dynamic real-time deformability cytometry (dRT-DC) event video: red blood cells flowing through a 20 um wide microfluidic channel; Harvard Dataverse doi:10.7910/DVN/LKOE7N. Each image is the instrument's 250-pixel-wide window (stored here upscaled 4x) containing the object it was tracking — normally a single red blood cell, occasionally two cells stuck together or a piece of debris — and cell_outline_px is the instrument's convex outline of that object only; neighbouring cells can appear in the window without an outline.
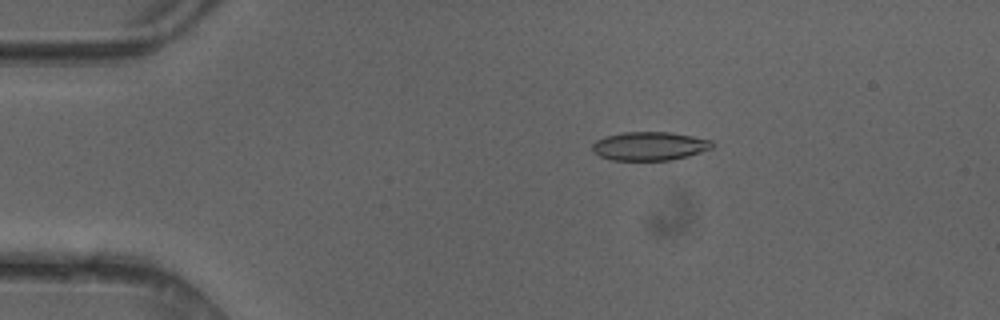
{"species": "common noctule bat (a hibernating species)", "species_latin": "Nyctalus noctula", "temperature_condition": "cold", "stored_images_in_passage": 49, "camera_frame_rate_fps": 3000, "um_per_image_px": 0.085, "animal": {"sex": "female"}, "frame": {"image": 1, "passage_image": 9, "time_ms": 2.667, "image_size_px": [1000, 320], "cell_outline_px": [[712, 148], [688, 156], [672, 160], [612, 160], [600, 156], [592, 152], [592, 144], [596, 140], [604, 136], [624, 132], [672, 132], [712, 140]], "centroid_in_image_um": [55.18, 12.41], "position_along_channel_um": 29.8, "area_um2": 20.06}}
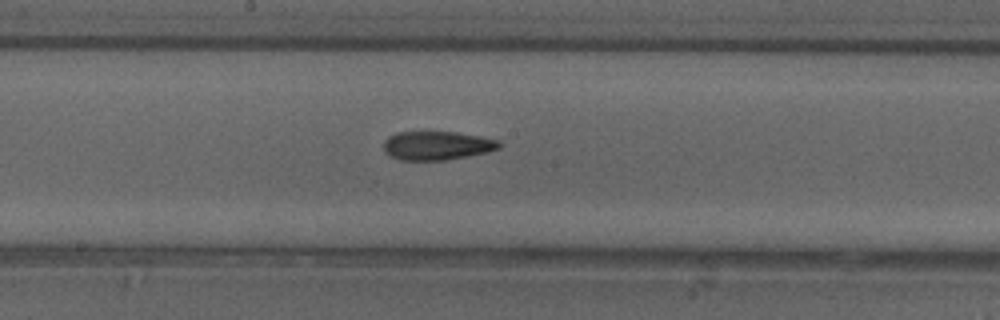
{"frame": {"image": 2, "passage_image": 26, "time_ms": 8.333, "image_size_px": [1000, 320], "cell_outline_px": [[504, 144], [500, 148], [488, 152], [444, 160], [400, 160], [384, 152], [384, 140], [388, 136], [396, 132], [456, 132], [480, 136], [500, 140]], "centroid_in_image_um": [37.17, 12.36], "position_along_channel_um": 211.0, "area_um2": 19.48}}
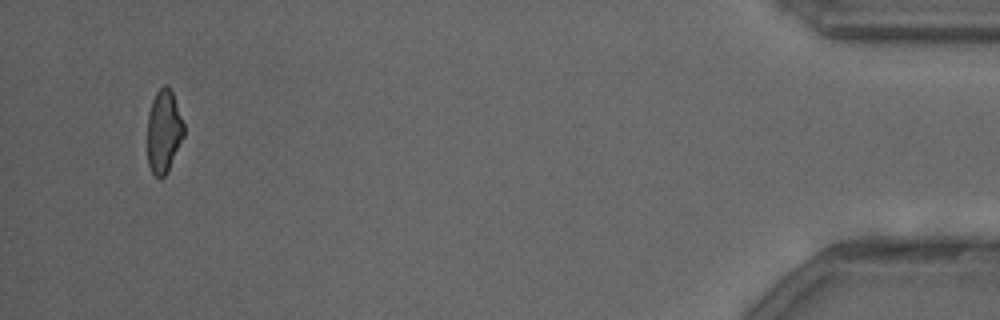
{"frame": {"image": 3, "passage_image": 47, "time_ms": 15.333, "image_size_px": [1000, 320], "cell_outline_px": [[184, 136], [168, 172], [160, 180], [152, 172], [148, 164], [148, 112], [152, 100], [156, 92], [164, 84], [168, 84], [172, 92], [184, 124]], "centroid_in_image_um": [13.92, 11.17], "position_along_channel_um": 421.3, "area_um2": 17.74}, "authors_computed_cell_mechanics": {"area_um2": 19.8254, "velocity_mm_per_s": 4.1658, "shape_relaxation_time_tau1_ms": null, "shape_relaxation_time_tau2_ms": 3.551, "deformation_change_tau1": null, "deformation_change_tau2": 0.1113}}